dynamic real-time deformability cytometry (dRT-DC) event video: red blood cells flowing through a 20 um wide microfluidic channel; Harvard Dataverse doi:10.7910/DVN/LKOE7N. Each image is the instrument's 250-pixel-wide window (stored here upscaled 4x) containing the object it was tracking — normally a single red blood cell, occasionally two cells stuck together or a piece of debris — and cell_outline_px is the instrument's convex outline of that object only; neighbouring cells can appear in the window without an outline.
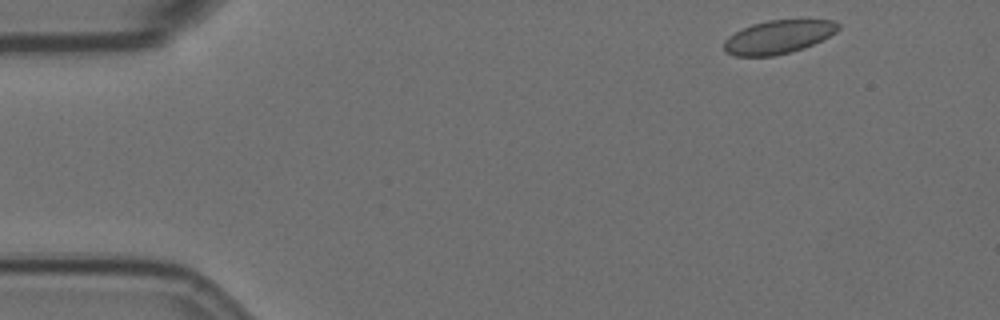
{"species": "Egyptian fruit bat (a non-hibernating species)", "species_latin": "Rousettus aegyptiacus", "temperature_condition": "room temperature", "stored_images_in_passage": 6, "camera_frame_rate_fps": 3000, "um_per_image_px": 0.085, "animal": {"sex": "female"}, "frame": {"image": 1, "passage_image": 2, "time_ms": 0.333, "image_size_px": [1000, 320], "cell_outline_px": [[840, 28], [836, 32], [804, 48], [772, 56], [736, 56], [728, 52], [724, 48], [724, 40], [728, 36], [752, 24], [768, 20], [832, 20], [840, 24]], "centroid_in_image_um": [66.15, 3.13], "position_along_channel_um": 18.8, "area_um2": 21.91}}